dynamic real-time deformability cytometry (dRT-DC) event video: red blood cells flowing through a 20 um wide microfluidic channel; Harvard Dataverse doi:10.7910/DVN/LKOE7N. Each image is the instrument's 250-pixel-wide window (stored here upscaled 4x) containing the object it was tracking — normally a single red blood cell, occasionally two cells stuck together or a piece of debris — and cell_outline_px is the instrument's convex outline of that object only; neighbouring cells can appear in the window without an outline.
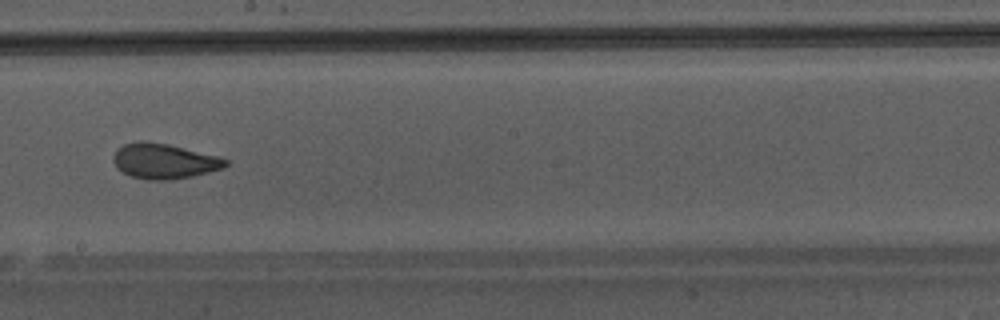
{"species": "Egyptian fruit bat (a non-hibernating species)", "species_latin": "Rousettus aegyptiacus", "temperature_condition": "warm", "stored_images_in_passage": 48, "camera_frame_rate_fps": 3000, "um_per_image_px": 0.085, "animal": {"sex": "male"}, "frame": {"image": 1, "passage_image": 28, "time_ms": 9.0, "image_size_px": [1000, 320], "cell_outline_px": [[228, 164], [224, 168], [192, 176], [168, 180], [148, 180], [132, 176], [116, 168], [112, 160], [116, 152], [124, 144], [168, 144], [216, 156], [228, 160]], "centroid_in_image_um": [13.99, 13.75], "position_along_channel_um": 234.2, "area_um2": 22.08}}